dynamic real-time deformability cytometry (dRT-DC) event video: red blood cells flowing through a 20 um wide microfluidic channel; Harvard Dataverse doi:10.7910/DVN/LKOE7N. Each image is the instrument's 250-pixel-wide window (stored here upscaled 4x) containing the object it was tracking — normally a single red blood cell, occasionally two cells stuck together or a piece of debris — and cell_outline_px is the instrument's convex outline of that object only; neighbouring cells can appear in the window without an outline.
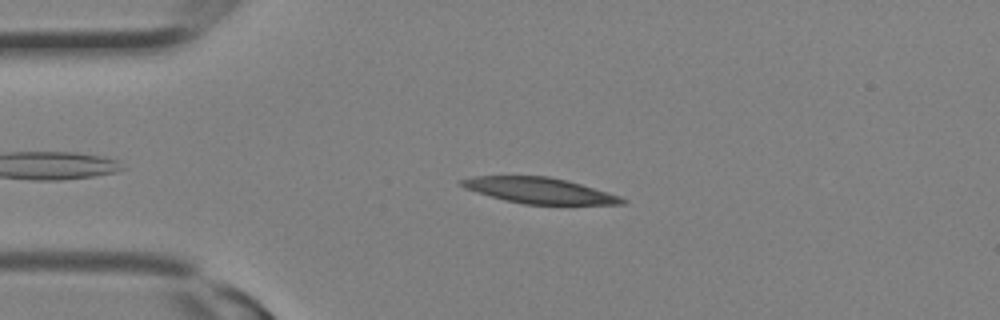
{"species": "Egyptian fruit bat (a non-hibernating species)", "species_latin": "Rousettus aegyptiacus", "temperature_condition": "room temperature", "stored_images_in_passage": 12, "camera_frame_rate_fps": 3000, "um_per_image_px": 0.085, "animal": {"sex": "female"}, "frame": {"image": 1, "passage_image": 5, "time_ms": 1.333, "image_size_px": [1000, 320], "cell_outline_px": [[628, 200], [624, 204], [524, 204], [504, 200], [464, 188], [460, 184], [460, 180], [472, 176], [548, 176], [580, 184], [620, 196]], "centroid_in_image_um": [45.82, 16.19], "position_along_channel_um": 39.2, "area_um2": 23.81}}
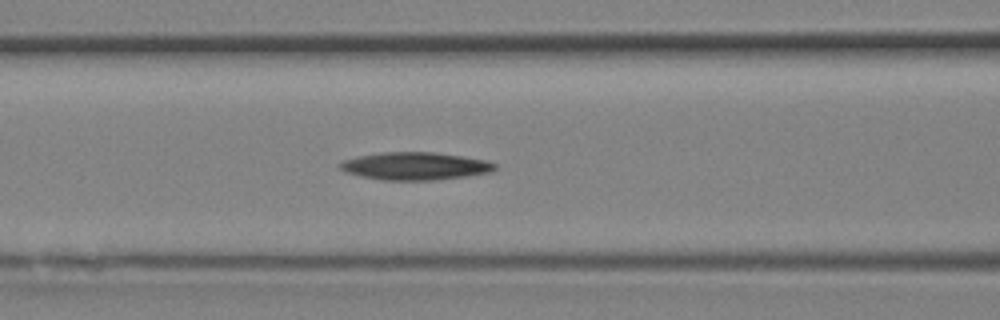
{"frame": {"image": 2, "passage_image": 10, "time_ms": 3.0, "image_size_px": [1000, 320], "cell_outline_px": [[496, 168], [492, 172], [468, 176], [436, 180], [384, 180], [360, 176], [344, 172], [340, 168], [340, 164], [344, 160], [356, 156], [380, 152], [436, 152], [484, 160], [496, 164]], "centroid_in_image_um": [35.27, 14.12], "position_along_channel_um": 131.3, "area_um2": 25.03}}
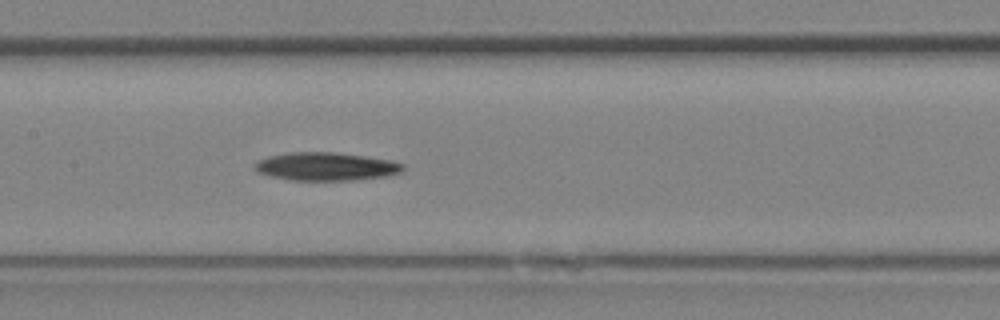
{"frame": {"image": 3, "passage_image": 12, "time_ms": 3.667, "image_size_px": [1000, 320], "cell_outline_px": [[404, 168], [400, 172], [388, 176], [356, 180], [292, 180], [272, 176], [256, 172], [252, 168], [252, 164], [256, 160], [268, 156], [288, 152], [332, 152], [364, 156], [388, 160], [404, 164]], "centroid_in_image_um": [27.64, 14.15], "position_along_channel_um": 179.8, "area_um2": 24.45}}